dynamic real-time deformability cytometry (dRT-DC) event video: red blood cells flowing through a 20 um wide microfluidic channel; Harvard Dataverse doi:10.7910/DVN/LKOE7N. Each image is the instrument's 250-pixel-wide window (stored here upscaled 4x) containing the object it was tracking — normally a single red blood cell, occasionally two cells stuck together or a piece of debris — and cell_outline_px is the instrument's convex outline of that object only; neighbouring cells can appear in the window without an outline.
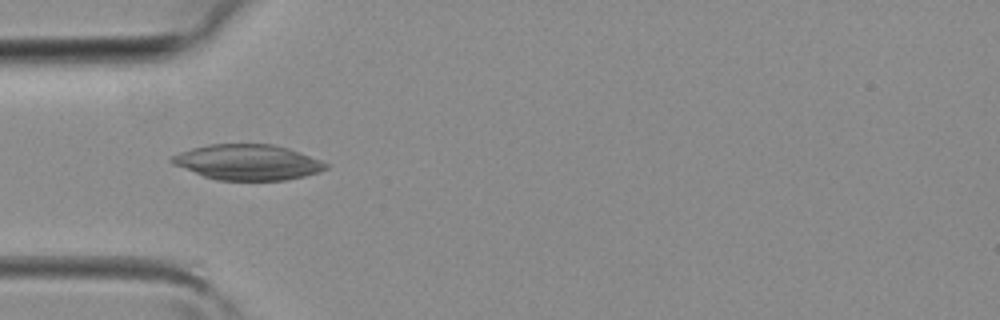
{"species": "common noctule bat (a hibernating species)", "species_latin": "Nyctalus noctula", "temperature_condition": "room temperature", "stored_images_in_passage": 2, "camera_frame_rate_fps": 3000, "um_per_image_px": 0.085, "animal": {"sex": "female", "body_mass_g": 19.3, "forearm_length_mm": 54.1}, "frame": {"image": 1, "passage_image": 2, "time_ms": 0.333, "image_size_px": [1000, 320], "cell_outline_px": [[328, 168], [320, 172], [304, 176], [284, 180], [216, 180], [204, 176], [172, 164], [168, 160], [172, 156], [180, 152], [192, 148], [208, 144], [272, 144], [288, 148], [320, 160], [328, 164]], "centroid_in_image_um": [21.04, 13.79], "position_along_channel_um": 64.0, "area_um2": 31.73}}